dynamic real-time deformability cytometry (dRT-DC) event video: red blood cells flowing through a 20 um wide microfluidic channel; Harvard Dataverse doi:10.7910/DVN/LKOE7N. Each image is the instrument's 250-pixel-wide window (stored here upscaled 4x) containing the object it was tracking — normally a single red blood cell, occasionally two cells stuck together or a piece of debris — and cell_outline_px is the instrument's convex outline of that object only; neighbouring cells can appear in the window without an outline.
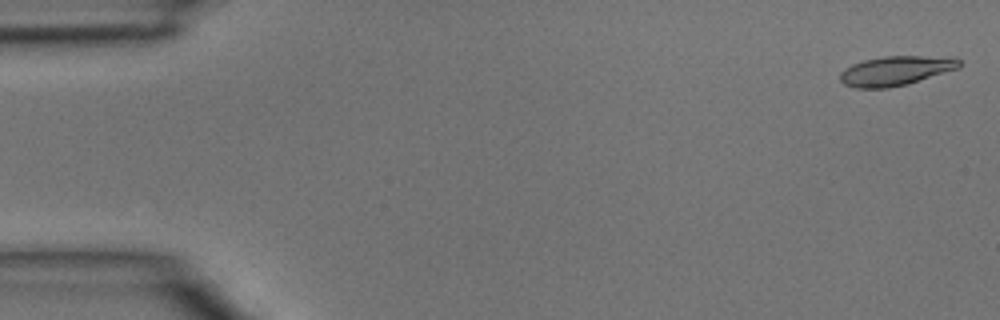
{"species": "common noctule bat (a hibernating species)", "species_latin": "Nyctalus noctula", "temperature_condition": "room temperature", "stored_images_in_passage": 45, "camera_frame_rate_fps": 3000, "um_per_image_px": 0.085, "animal": {"sex": "male", "body_mass_g": 15.6}, "frame": {"image": 1, "passage_image": 1, "time_ms": 0.0, "image_size_px": [1000, 320], "cell_outline_px": [[964, 64], [960, 68], [908, 84], [888, 88], [856, 88], [844, 84], [840, 80], [840, 72], [844, 68], [852, 64], [864, 60], [884, 56], [956, 56]], "centroid_in_image_um": [76.2, 6.0], "position_along_channel_um": 8.8, "area_um2": 20.87}}
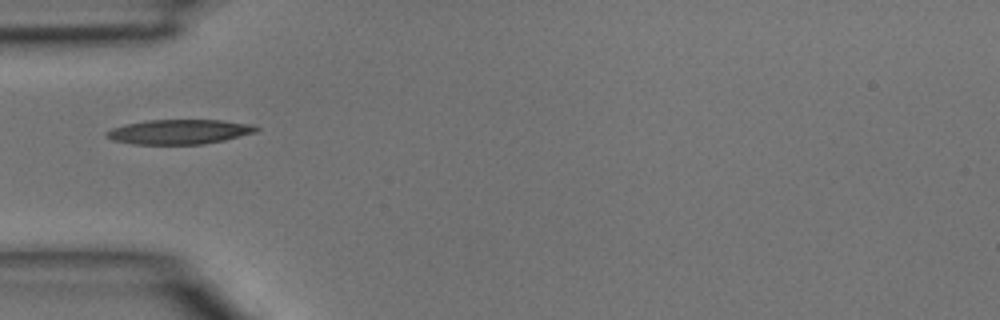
{"frame": {"image": 2, "passage_image": 14, "time_ms": 4.333, "image_size_px": [1000, 320], "cell_outline_px": [[260, 128], [256, 132], [224, 140], [204, 144], [132, 144], [112, 140], [104, 136], [104, 132], [112, 128], [124, 124], [148, 120], [220, 120], [252, 124]], "centroid_in_image_um": [15.2, 11.2], "position_along_channel_um": 69.8, "area_um2": 21.62}}
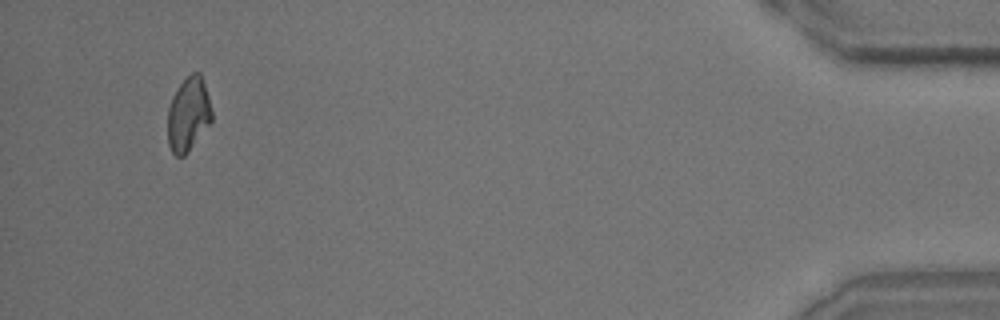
{"frame": {"image": 3, "passage_image": 43, "time_ms": 14.0, "image_size_px": [1000, 320], "cell_outline_px": [[212, 120], [188, 152], [184, 156], [176, 156], [172, 152], [168, 144], [168, 108], [172, 96], [180, 84], [192, 72], [200, 72], [208, 96], [212, 112]], "centroid_in_image_um": [16.0, 9.72], "position_along_channel_um": 419.2, "area_um2": 18.84}}